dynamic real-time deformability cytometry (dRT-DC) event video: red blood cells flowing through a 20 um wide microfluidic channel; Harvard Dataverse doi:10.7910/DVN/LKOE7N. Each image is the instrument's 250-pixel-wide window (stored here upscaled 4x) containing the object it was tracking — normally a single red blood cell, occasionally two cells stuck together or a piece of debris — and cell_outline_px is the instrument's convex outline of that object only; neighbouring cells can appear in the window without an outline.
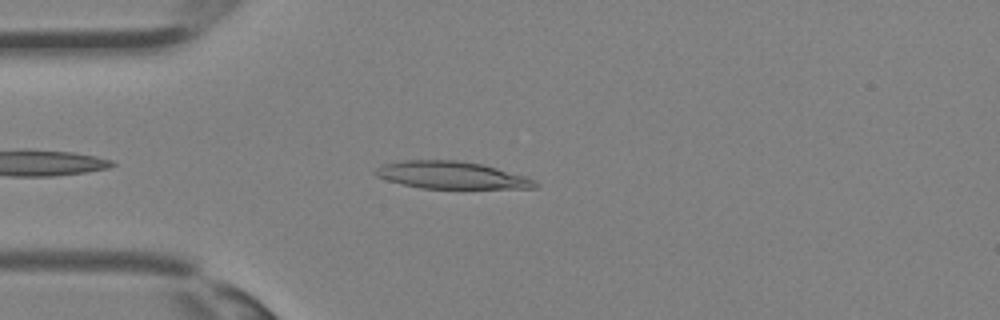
{"species": "Egyptian fruit bat (a non-hibernating species)", "species_latin": "Rousettus aegyptiacus", "temperature_condition": "room temperature", "stored_images_in_passage": 29, "camera_frame_rate_fps": 3000, "um_per_image_px": 0.085, "animal": {"sex": "female"}, "frame": {"image": 1, "passage_image": 3, "time_ms": 0.667, "image_size_px": [1000, 320], "cell_outline_px": [[540, 184], [536, 188], [420, 188], [388, 180], [376, 176], [372, 172], [380, 164], [404, 160], [456, 160], [484, 164], [524, 176], [536, 180]], "centroid_in_image_um": [38.36, 14.88], "position_along_channel_um": 46.6, "area_um2": 25.43}}
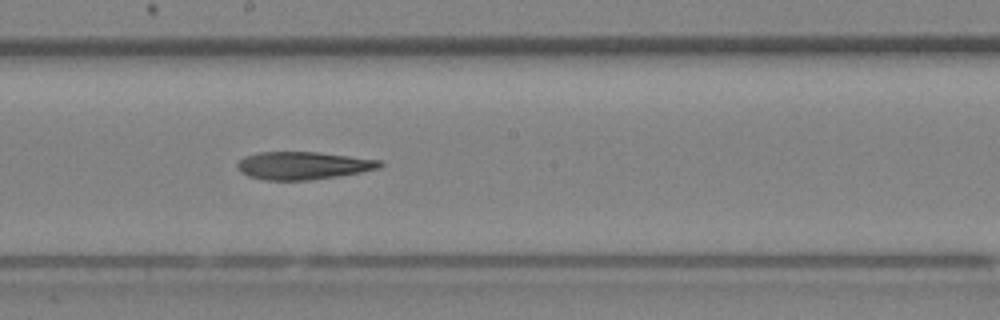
{"frame": {"image": 2, "passage_image": 13, "time_ms": 4.0, "image_size_px": [1000, 320], "cell_outline_px": [[384, 164], [380, 168], [360, 172], [336, 176], [308, 180], [264, 180], [248, 176], [240, 172], [236, 168], [236, 164], [244, 156], [256, 152], [316, 152], [380, 160]], "centroid_in_image_um": [25.7, 14.07], "position_along_channel_um": 222.5, "area_um2": 23.0}}
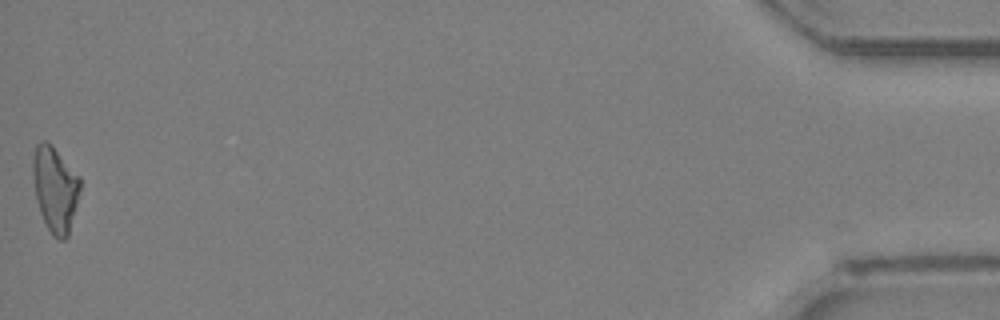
{"frame": {"image": 3, "passage_image": 29, "time_ms": 9.333, "image_size_px": [1000, 320], "cell_outline_px": [[80, 188], [68, 236], [64, 240], [60, 240], [52, 236], [40, 212], [36, 200], [32, 176], [32, 156], [36, 144], [40, 140], [44, 140], [52, 144], [80, 176]], "centroid_in_image_um": [4.66, 16.02], "position_along_channel_um": 430.5, "area_um2": 23.7}}